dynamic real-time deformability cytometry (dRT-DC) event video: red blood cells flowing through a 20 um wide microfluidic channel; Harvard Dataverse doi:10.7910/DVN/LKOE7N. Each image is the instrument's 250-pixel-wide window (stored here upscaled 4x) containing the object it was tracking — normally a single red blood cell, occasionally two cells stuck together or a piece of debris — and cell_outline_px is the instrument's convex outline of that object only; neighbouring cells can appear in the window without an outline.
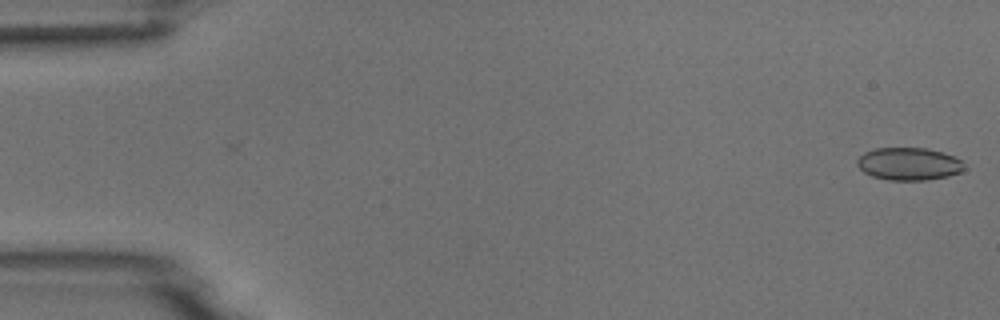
{"species": "common noctule bat (a hibernating species)", "species_latin": "Nyctalus noctula", "temperature_condition": "room temperature", "stored_images_in_passage": 5, "camera_frame_rate_fps": 3000, "um_per_image_px": 0.085, "animal": {"sex": "male", "body_mass_g": 18.8}, "frame": {"image": 1, "passage_image": 1, "time_ms": 0.0, "image_size_px": [1000, 320], "cell_outline_px": [[964, 168], [960, 172], [948, 176], [928, 180], [888, 180], [872, 176], [864, 172], [856, 164], [856, 160], [864, 152], [876, 148], [924, 148], [944, 152], [960, 160]], "centroid_in_image_um": [77.22, 13.93], "position_along_channel_um": 7.8, "area_um2": 20.29}}
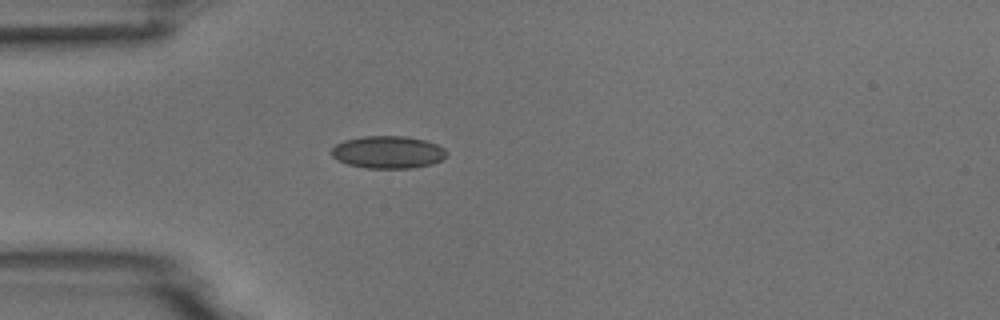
{"frame": {"image": 2, "passage_image": 5, "time_ms": 4.667, "image_size_px": [1000, 320], "cell_outline_px": [[448, 156], [432, 164], [412, 168], [364, 168], [348, 164], [336, 160], [332, 156], [332, 148], [336, 144], [344, 140], [364, 136], [408, 136], [424, 140], [436, 144], [444, 148], [448, 152]], "centroid_in_image_um": [32.99, 12.93], "position_along_channel_um": 52.0, "area_um2": 21.91}}